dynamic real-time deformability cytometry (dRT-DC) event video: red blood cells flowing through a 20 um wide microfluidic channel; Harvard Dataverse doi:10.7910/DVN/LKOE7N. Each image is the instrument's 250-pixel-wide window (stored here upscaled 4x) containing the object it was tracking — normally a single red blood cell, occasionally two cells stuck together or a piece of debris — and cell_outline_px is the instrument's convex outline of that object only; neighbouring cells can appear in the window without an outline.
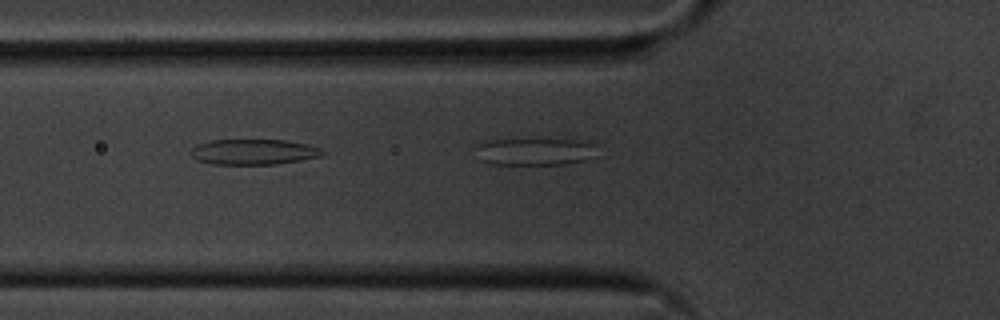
{"species": "common noctule bat (a hibernating species)", "species_latin": "Nyctalus noctula", "temperature_condition": "cold", "stored_images_in_passage": 6, "camera_frame_rate_fps": 3000, "um_per_image_px": 0.085, "animal": {"sex": "male", "body_mass_g": 20.1, "forearm_length_mm": 53.5}, "frame": {"image": 1, "passage_image": 6, "time_ms": 1.667, "image_size_px": [1000, 320], "cell_outline_px": [[600, 156], [584, 160], [564, 164], [496, 164], [480, 160], [472, 144], [488, 140], [572, 140], [592, 144]], "centroid_in_image_um": [45.41, 12.89], "position_along_channel_um": 80.4, "area_um2": 19.19}}